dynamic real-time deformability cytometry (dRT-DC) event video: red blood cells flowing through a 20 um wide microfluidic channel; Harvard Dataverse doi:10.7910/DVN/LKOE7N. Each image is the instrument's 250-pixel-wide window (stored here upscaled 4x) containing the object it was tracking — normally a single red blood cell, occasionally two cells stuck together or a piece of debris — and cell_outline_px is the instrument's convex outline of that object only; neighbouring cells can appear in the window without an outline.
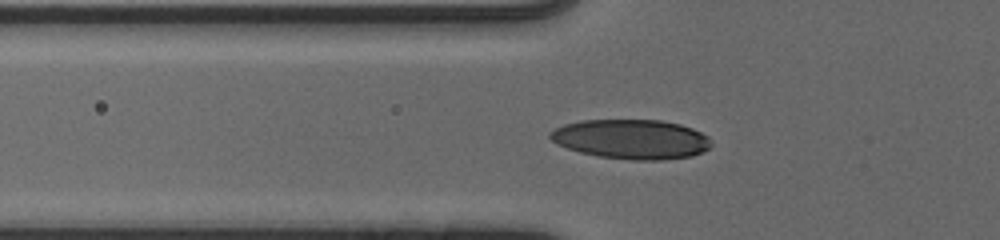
{"species": "human", "species_latin": "Homo sapiens", "temperature_condition": "cold", "stored_images_in_passage": 45, "camera_frame_rate_fps": 3000, "um_per_image_px": 0.085, "donor": {"sex": "male"}, "frame": {"image": 1, "passage_image": 13, "time_ms": 4.0, "image_size_px": [1000, 240], "cell_outline_px": [[712, 144], [704, 152], [692, 156], [660, 160], [632, 160], [600, 156], [580, 152], [556, 144], [548, 136], [548, 132], [564, 124], [580, 120], [660, 120], [680, 124], [692, 128], [708, 136]], "centroid_in_image_um": [53.66, 11.83], "position_along_channel_um": 72.1, "area_um2": 37.22}}
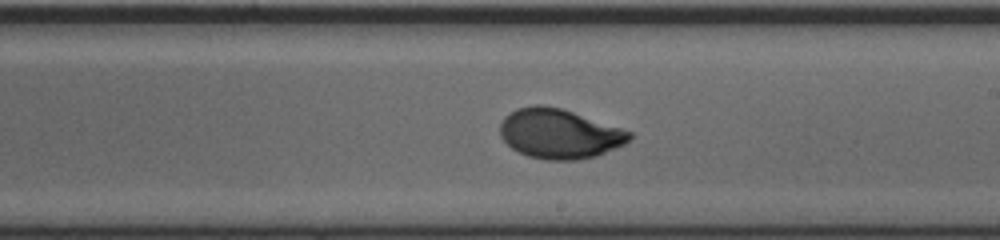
{"frame": {"image": 2, "passage_image": 26, "time_ms": 8.333, "image_size_px": [1000, 240], "cell_outline_px": [[632, 136], [624, 144], [596, 156], [576, 160], [544, 160], [528, 156], [512, 148], [500, 136], [500, 124], [504, 116], [516, 108], [532, 104], [540, 104], [560, 108], [632, 132]], "centroid_in_image_um": [47.5, 11.36], "position_along_channel_um": 241.5, "area_um2": 37.22}}
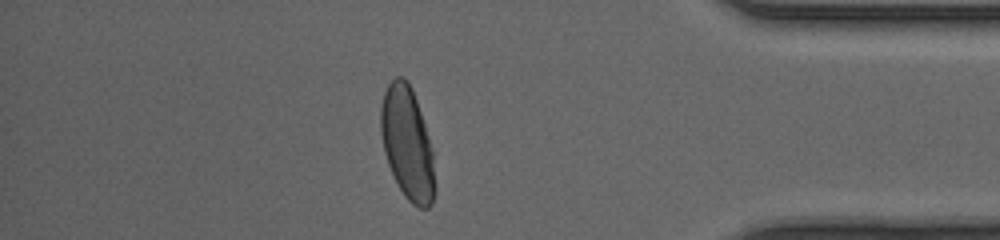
{"frame": {"image": 3, "passage_image": 40, "time_ms": 13.0, "image_size_px": [1000, 240], "cell_outline_px": [[436, 188], [432, 204], [428, 208], [420, 208], [412, 204], [404, 196], [388, 164], [384, 152], [380, 132], [380, 104], [384, 92], [388, 84], [396, 76], [404, 76], [408, 80], [412, 88], [424, 124], [432, 152]], "centroid_in_image_um": [34.61, 12.18], "position_along_channel_um": 400.6, "area_um2": 35.43}}